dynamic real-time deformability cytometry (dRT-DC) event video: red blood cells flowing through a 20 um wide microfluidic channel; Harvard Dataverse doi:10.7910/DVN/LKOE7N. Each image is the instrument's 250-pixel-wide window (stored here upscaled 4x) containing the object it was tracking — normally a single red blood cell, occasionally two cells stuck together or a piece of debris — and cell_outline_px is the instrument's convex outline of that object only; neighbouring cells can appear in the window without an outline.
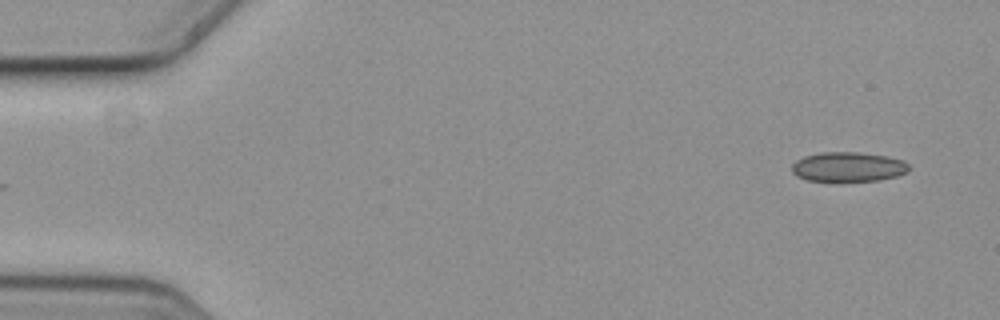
{"species": "common noctule bat (a hibernating species)", "species_latin": "Nyctalus noctula", "temperature_condition": "cold", "stored_images_in_passage": 3, "camera_frame_rate_fps": 3000, "um_per_image_px": 0.085, "animal": {"sex": "female", "body_mass_g": 19.3, "forearm_length_mm": 54.1}, "frame": {"image": 1, "passage_image": 3, "time_ms": 0.667, "image_size_px": [1000, 320], "cell_outline_px": [[908, 168], [904, 172], [896, 176], [880, 180], [808, 180], [796, 176], [792, 172], [792, 164], [796, 160], [804, 156], [820, 152], [860, 152], [888, 156], [904, 160], [908, 164]], "centroid_in_image_um": [72.07, 14.16], "position_along_channel_um": 12.9, "area_um2": 20.0}}